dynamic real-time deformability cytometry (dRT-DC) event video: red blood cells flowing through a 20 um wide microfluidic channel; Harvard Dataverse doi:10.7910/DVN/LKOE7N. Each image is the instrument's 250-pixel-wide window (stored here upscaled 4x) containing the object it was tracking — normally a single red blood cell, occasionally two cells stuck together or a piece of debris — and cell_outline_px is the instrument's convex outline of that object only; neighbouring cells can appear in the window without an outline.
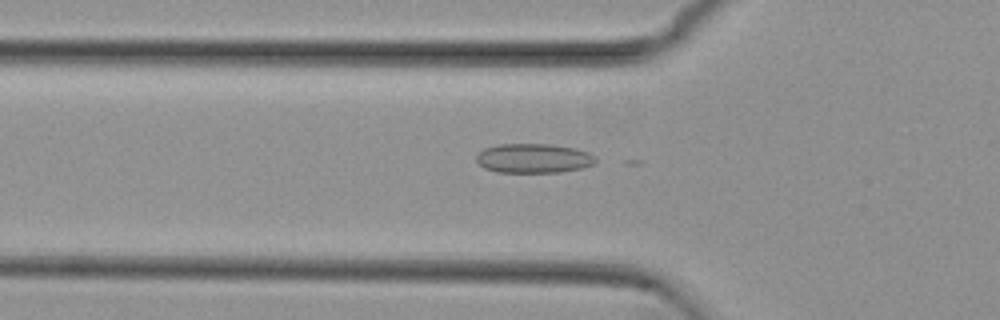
{"species": "common noctule bat (a hibernating species)", "species_latin": "Nyctalus noctula", "temperature_condition": "cold", "stored_images_in_passage": 29, "camera_frame_rate_fps": 3000, "um_per_image_px": 0.085, "animal": {"sex": "female", "body_mass_g": 29.2, "forearm_length_mm": 56.3}, "frame": {"image": 1, "passage_image": 7, "time_ms": 2.0, "image_size_px": [1000, 320], "cell_outline_px": [[596, 164], [580, 168], [560, 172], [496, 172], [484, 168], [476, 160], [476, 156], [484, 148], [500, 144], [548, 144], [576, 148], [588, 152], [596, 156]], "centroid_in_image_um": [45.37, 13.45], "position_along_channel_um": 80.4, "area_um2": 20.46}}
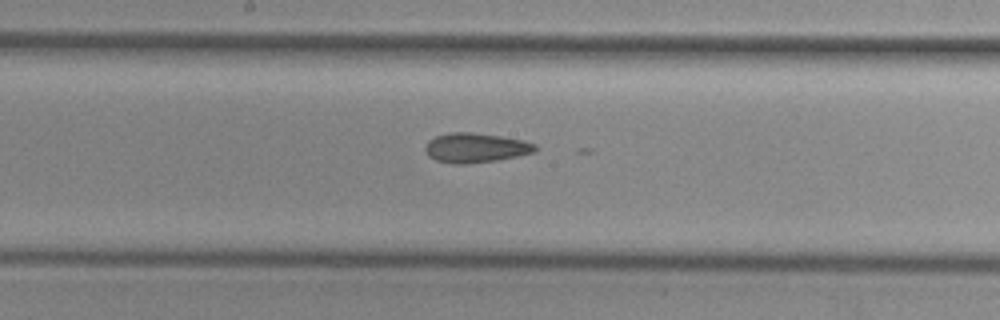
{"frame": {"image": 2, "passage_image": 17, "time_ms": 5.333, "image_size_px": [1000, 320], "cell_outline_px": [[536, 152], [496, 160], [464, 164], [452, 164], [436, 160], [428, 156], [424, 148], [428, 140], [436, 136], [452, 132], [472, 132], [500, 136], [524, 140], [536, 144]], "centroid_in_image_um": [40.41, 12.56], "position_along_channel_um": 207.8, "area_um2": 18.96}}
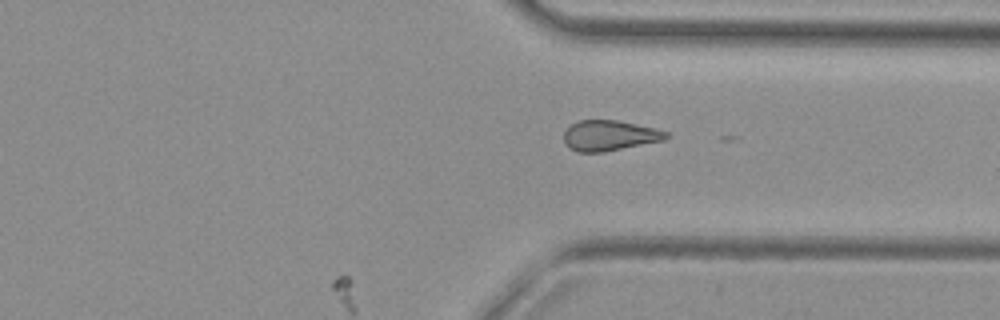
{"frame": {"image": 3, "passage_image": 29, "time_ms": 9.333, "image_size_px": [1000, 320], "cell_outline_px": [[668, 136], [664, 140], [604, 152], [576, 152], [568, 148], [564, 144], [564, 132], [572, 124], [580, 120], [616, 120], [656, 128], [668, 132]], "centroid_in_image_um": [51.78, 11.53], "position_along_channel_um": 359.6, "area_um2": 18.15}}